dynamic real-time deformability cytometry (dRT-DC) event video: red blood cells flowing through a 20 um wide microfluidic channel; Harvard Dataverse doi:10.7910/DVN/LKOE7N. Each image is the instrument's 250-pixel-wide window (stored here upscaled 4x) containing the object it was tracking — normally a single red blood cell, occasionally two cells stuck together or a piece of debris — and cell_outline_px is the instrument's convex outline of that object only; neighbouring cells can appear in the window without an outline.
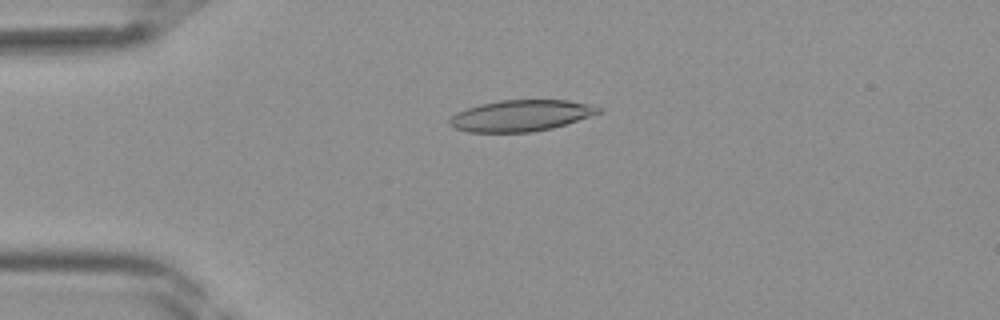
{"species": "Egyptian fruit bat (a non-hibernating species)", "species_latin": "Rousettus aegyptiacus", "temperature_condition": "room temperature", "stored_images_in_passage": 34, "camera_frame_rate_fps": 3000, "um_per_image_px": 0.085, "frame": {"image": 1, "passage_image": 3, "time_ms": 0.667, "image_size_px": [1000, 320], "cell_outline_px": [[604, 108], [600, 112], [552, 128], [532, 132], [468, 132], [456, 128], [448, 124], [448, 120], [456, 112], [480, 104], [500, 100], [568, 100], [588, 104]], "centroid_in_image_um": [44.24, 9.82], "position_along_channel_um": 40.8, "area_um2": 26.88}}
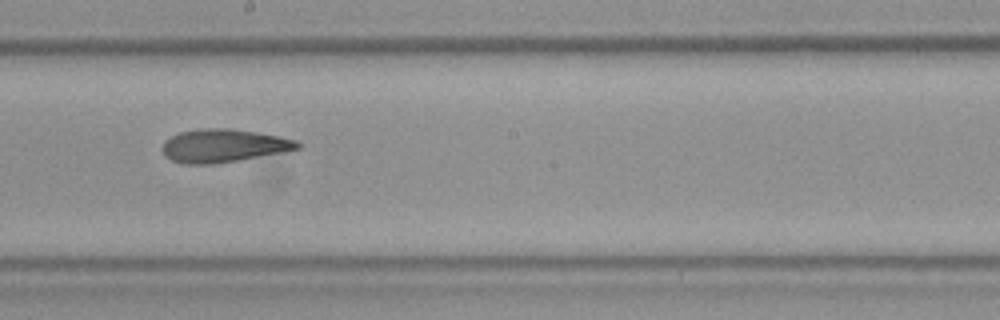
{"frame": {"image": 2, "passage_image": 16, "time_ms": 5.0, "image_size_px": [1000, 320], "cell_outline_px": [[300, 148], [280, 152], [216, 164], [180, 164], [164, 156], [160, 148], [164, 140], [180, 132], [200, 128], [228, 128], [256, 132], [280, 136], [296, 140], [300, 144]], "centroid_in_image_um": [18.92, 12.38], "position_along_channel_um": 229.3, "area_um2": 26.13}}
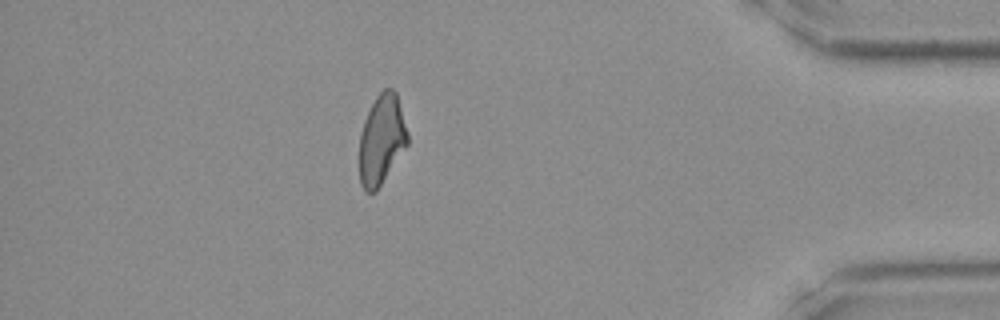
{"frame": {"image": 3, "passage_image": 29, "time_ms": 9.333, "image_size_px": [1000, 320], "cell_outline_px": [[408, 144], [376, 192], [364, 192], [360, 184], [360, 132], [364, 120], [376, 96], [384, 88], [392, 88], [396, 92], [408, 132]], "centroid_in_image_um": [32.43, 11.88], "position_along_channel_um": 402.8, "area_um2": 25.2}}